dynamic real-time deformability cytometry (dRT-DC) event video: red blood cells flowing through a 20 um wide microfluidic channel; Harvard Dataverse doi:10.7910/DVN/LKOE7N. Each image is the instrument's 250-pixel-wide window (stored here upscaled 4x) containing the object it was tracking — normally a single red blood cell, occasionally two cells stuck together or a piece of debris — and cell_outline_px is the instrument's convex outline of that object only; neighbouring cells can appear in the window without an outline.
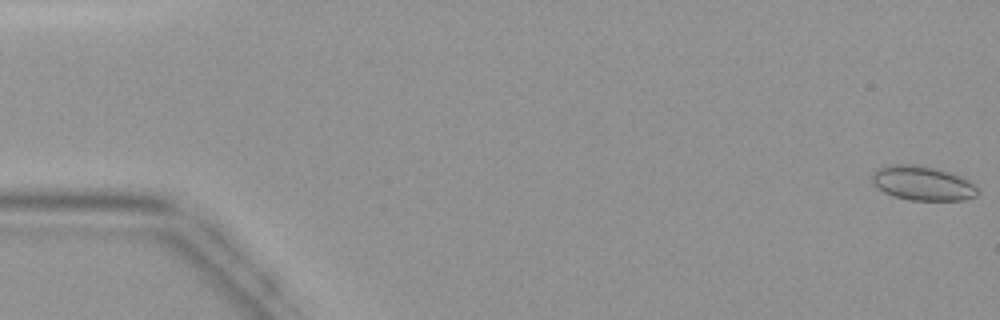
{"species": "common noctule bat (a hibernating species)", "species_latin": "Nyctalus noctula", "temperature_condition": "warm", "stored_images_in_passage": 9, "camera_frame_rate_fps": 3000, "um_per_image_px": 0.085, "animal": {"sex": "female", "body_mass_g": 19.9}, "frame": {"image": 1, "passage_image": 1, "time_ms": 0.0, "image_size_px": [1000, 320], "cell_outline_px": [[976, 196], [964, 200], [912, 200], [896, 196], [884, 192], [872, 184], [872, 172], [876, 168], [888, 164], [912, 164], [932, 168], [948, 172], [960, 176], [968, 180], [976, 188]], "centroid_in_image_um": [78.35, 15.56], "position_along_channel_um": 6.7, "area_um2": 20.92}}